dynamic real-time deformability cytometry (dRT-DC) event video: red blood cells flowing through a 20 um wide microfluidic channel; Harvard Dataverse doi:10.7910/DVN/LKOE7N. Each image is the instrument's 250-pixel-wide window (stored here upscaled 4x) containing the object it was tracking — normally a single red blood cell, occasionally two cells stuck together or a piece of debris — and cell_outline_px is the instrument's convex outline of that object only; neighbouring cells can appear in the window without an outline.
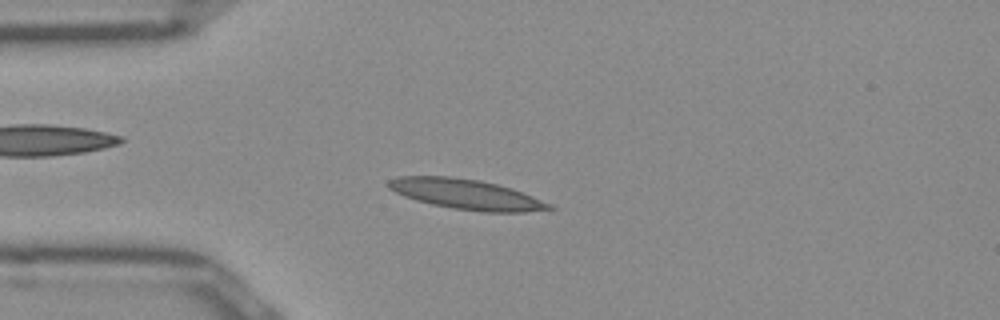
{"species": "Egyptian fruit bat (a non-hibernating species)", "species_latin": "Rousettus aegyptiacus", "temperature_condition": "room temperature", "stored_images_in_passage": 47, "camera_frame_rate_fps": 3000, "um_per_image_px": 0.085, "frame": {"image": 1, "passage_image": 9, "time_ms": 2.667, "image_size_px": [1000, 320], "cell_outline_px": [[556, 208], [524, 212], [484, 212], [452, 208], [432, 204], [416, 200], [404, 196], [388, 188], [388, 180], [400, 176], [448, 176], [480, 180], [512, 188], [552, 204]], "centroid_in_image_um": [39.63, 16.51], "position_along_channel_um": 45.4, "area_um2": 28.09}}
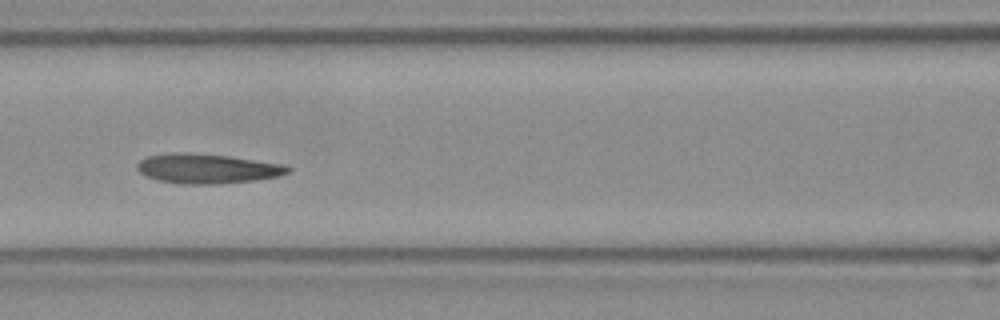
{"frame": {"image": 2, "passage_image": 18, "time_ms": 5.667, "image_size_px": [1000, 320], "cell_outline_px": [[292, 168], [288, 172], [280, 176], [256, 180], [220, 184], [180, 184], [160, 180], [148, 176], [140, 172], [136, 168], [136, 164], [140, 160], [148, 156], [176, 152], [192, 152], [228, 156], [280, 164]], "centroid_in_image_um": [17.6, 14.33], "position_along_channel_um": 149.0, "area_um2": 25.95}}
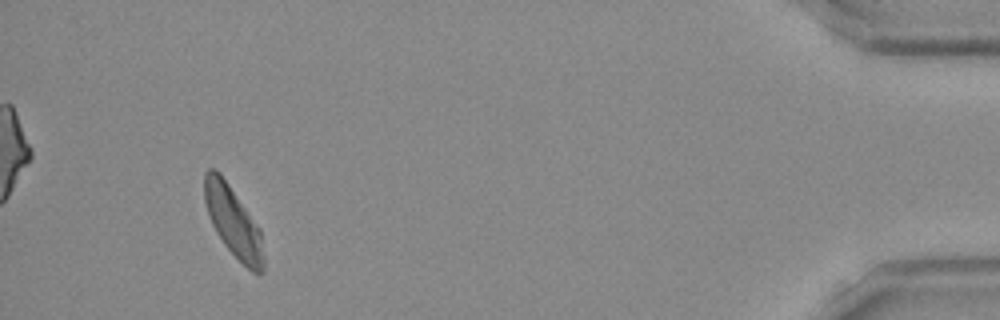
{"frame": {"image": 3, "passage_image": 44, "time_ms": 14.333, "image_size_px": [1000, 320], "cell_outline_px": [[264, 272], [260, 276], [252, 272], [224, 244], [216, 232], [208, 216], [204, 200], [204, 172], [208, 168], [216, 168], [220, 172], [260, 228], [264, 256]], "centroid_in_image_um": [19.82, 18.83], "position_along_channel_um": 415.4, "area_um2": 24.33}}